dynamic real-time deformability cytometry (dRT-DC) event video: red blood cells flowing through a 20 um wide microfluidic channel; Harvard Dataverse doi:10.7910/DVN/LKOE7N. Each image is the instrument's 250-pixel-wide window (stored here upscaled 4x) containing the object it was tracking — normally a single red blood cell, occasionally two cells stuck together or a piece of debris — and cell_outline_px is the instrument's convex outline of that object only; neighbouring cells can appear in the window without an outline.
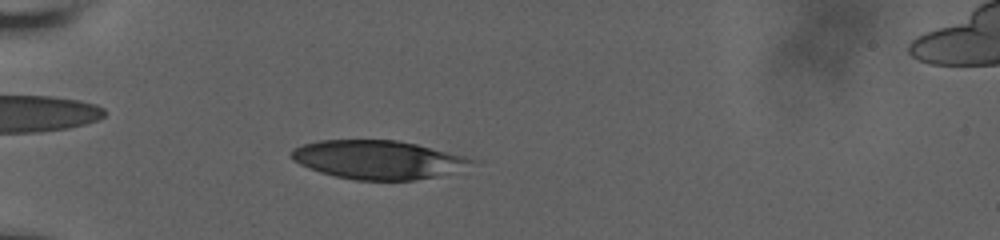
{"species": "human", "species_latin": "Homo sapiens", "temperature_condition": "room temperature", "stored_images_in_passage": 39, "camera_frame_rate_fps": 3000, "um_per_image_px": 0.085, "donor": {"sex": "male"}, "frame": {"image": 1, "passage_image": 9, "time_ms": 3.0, "image_size_px": [1000, 240], "cell_outline_px": [[480, 160], [436, 176], [412, 180], [356, 180], [336, 176], [320, 172], [308, 168], [292, 160], [288, 156], [288, 152], [292, 148], [304, 144], [320, 140], [396, 140], [416, 144]], "centroid_in_image_um": [32.0, 13.56], "position_along_channel_um": 53.0, "area_um2": 40.11}}
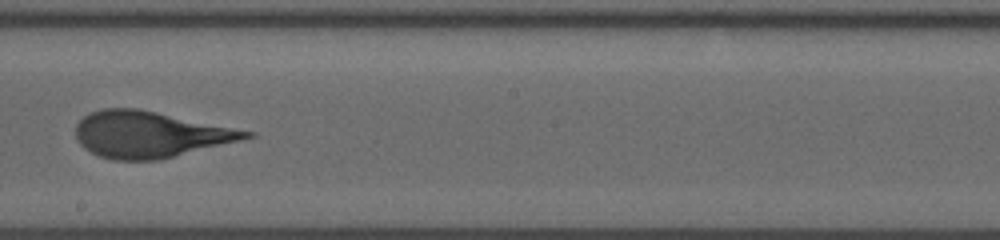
{"frame": {"image": 2, "passage_image": 22, "time_ms": 8.667, "image_size_px": [1000, 240], "cell_outline_px": [[256, 136], [160, 160], [112, 160], [100, 156], [84, 148], [76, 140], [76, 124], [88, 112], [100, 108], [136, 108], [256, 132]], "centroid_in_image_um": [12.71, 11.42], "position_along_channel_um": 235.5, "area_um2": 45.84}}
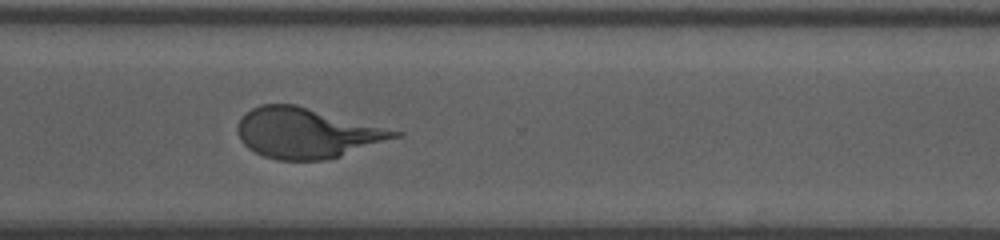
{"frame": {"image": 3, "passage_image": 31, "time_ms": 11.667, "image_size_px": [1000, 240], "cell_outline_px": [[404, 136], [340, 156], [324, 160], [276, 160], [264, 156], [248, 148], [240, 140], [236, 132], [236, 128], [240, 120], [252, 108], [260, 104], [296, 104], [404, 132]], "centroid_in_image_um": [26.1, 11.31], "position_along_channel_um": 344.5, "area_um2": 46.07}, "authors_computed_cell_mechanics": {"area_um2": 45.5464, "velocity_mm_per_s": 3.6503, "shape_relaxation_time_tau1_ms": 4.7073, "shape_relaxation_time_tau2_ms": 0.7218, "deformation_change_tau1": 0.2013, "deformation_change_tau2": 0.0799}}